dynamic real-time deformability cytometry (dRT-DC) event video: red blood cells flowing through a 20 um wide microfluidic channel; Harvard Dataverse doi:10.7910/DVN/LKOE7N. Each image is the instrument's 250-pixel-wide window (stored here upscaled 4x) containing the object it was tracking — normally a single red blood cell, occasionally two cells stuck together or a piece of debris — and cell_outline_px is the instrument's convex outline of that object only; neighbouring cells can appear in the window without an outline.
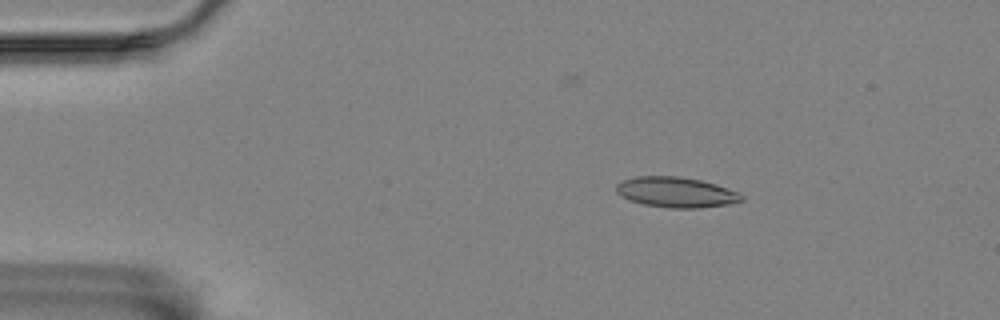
{"species": "Egyptian fruit bat (a non-hibernating species)", "species_latin": "Rousettus aegyptiacus", "temperature_condition": "room temperature", "stored_images_in_passage": 48, "camera_frame_rate_fps": 3000, "um_per_image_px": 0.085, "animal": {"sex": "female"}, "frame": {"image": 1, "passage_image": 1, "time_ms": 0.0, "image_size_px": [1000, 320], "cell_outline_px": [[744, 200], [728, 204], [700, 208], [668, 208], [644, 204], [628, 200], [620, 196], [616, 192], [616, 184], [624, 180], [636, 176], [676, 176], [700, 180], [716, 184], [736, 192], [744, 196]], "centroid_in_image_um": [57.43, 16.34], "position_along_channel_um": 27.6, "area_um2": 22.14}}
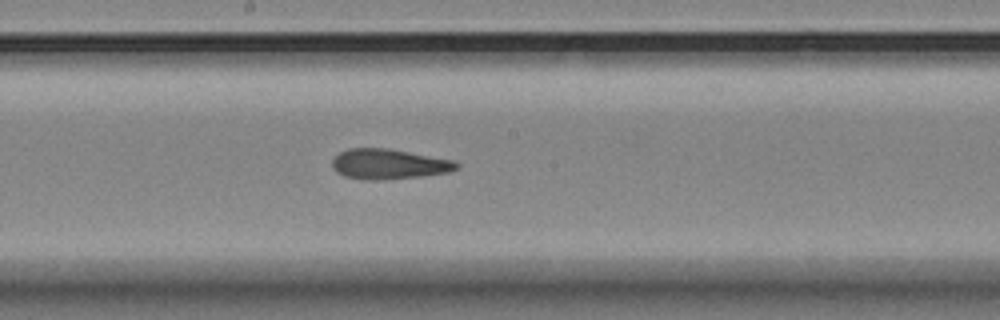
{"frame": {"image": 2, "passage_image": 22, "time_ms": 7.0, "image_size_px": [1000, 320], "cell_outline_px": [[460, 164], [456, 168], [448, 172], [420, 176], [376, 180], [368, 180], [344, 176], [336, 172], [332, 168], [332, 160], [340, 152], [348, 148], [388, 148], [452, 160]], "centroid_in_image_um": [32.99, 13.94], "position_along_channel_um": 215.2, "area_um2": 21.62}}
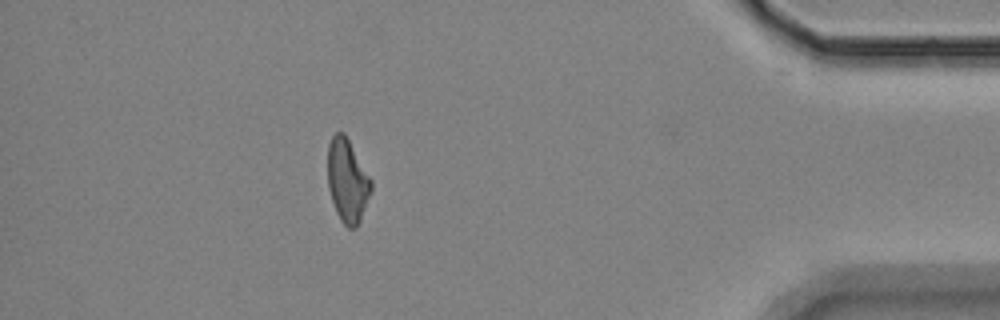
{"frame": {"image": 3, "passage_image": 42, "time_ms": 13.667, "image_size_px": [1000, 320], "cell_outline_px": [[372, 192], [360, 220], [356, 228], [348, 228], [340, 220], [336, 212], [328, 188], [328, 144], [332, 136], [336, 132], [344, 132], [372, 180]], "centroid_in_image_um": [29.53, 15.37], "position_along_channel_um": 405.7, "area_um2": 21.15}, "authors_computed_cell_mechanics": {"area_um2": 21.8195, "velocity_mm_per_s": 3.5236, "shape_relaxation_time_tau1_ms": null, "shape_relaxation_time_tau2_ms": 4.287, "deformation_change_tau1": null, "deformation_change_tau2": 0.1195}}